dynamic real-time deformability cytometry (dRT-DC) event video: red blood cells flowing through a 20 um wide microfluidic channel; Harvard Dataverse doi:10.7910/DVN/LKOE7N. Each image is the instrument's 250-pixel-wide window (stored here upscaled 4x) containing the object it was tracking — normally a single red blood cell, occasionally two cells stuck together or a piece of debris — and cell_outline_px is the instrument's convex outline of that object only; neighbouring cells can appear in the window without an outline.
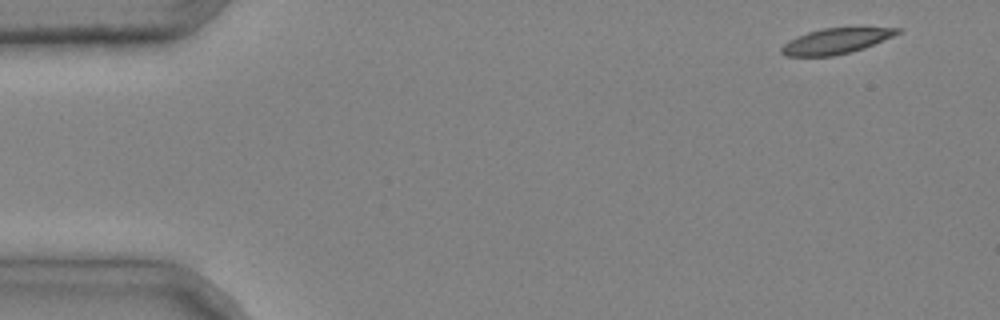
{"species": "common noctule bat (a hibernating species)", "species_latin": "Nyctalus noctula", "temperature_condition": "cold", "stored_images_in_passage": 2, "segment_of_instrument_passage": [2, 2], "camera_frame_rate_fps": 3000, "um_per_image_px": 0.085, "animal": {"sex": "male", "body_mass_g": 20.4}, "frame": {"image": 1, "passage_image": 2, "time_ms": 0.333, "image_size_px": [1000, 320], "cell_outline_px": [[904, 28], [900, 32], [892, 36], [864, 48], [852, 52], [832, 56], [784, 56], [780, 52], [780, 48], [788, 40], [796, 36], [808, 32], [824, 28], [860, 24]], "centroid_in_image_um": [71.14, 3.42], "position_along_channel_um": 13.9, "area_um2": 18.26}}